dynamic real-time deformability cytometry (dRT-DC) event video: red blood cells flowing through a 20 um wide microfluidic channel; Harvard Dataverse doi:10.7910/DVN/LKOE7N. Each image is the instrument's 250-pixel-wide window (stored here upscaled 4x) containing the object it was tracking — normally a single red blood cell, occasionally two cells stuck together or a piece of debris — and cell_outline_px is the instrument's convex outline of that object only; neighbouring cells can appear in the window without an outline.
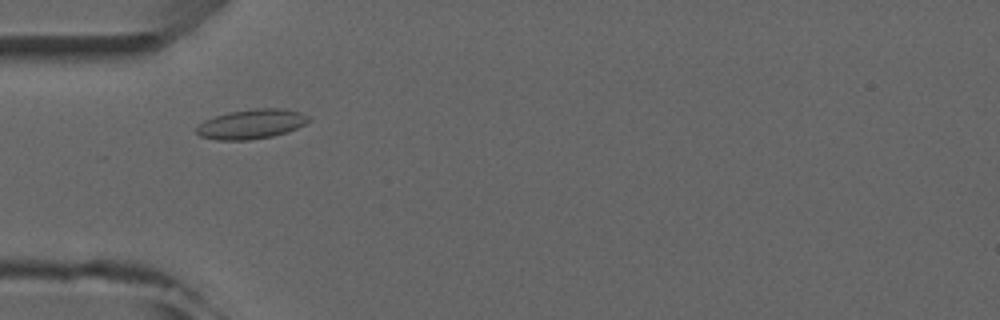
{"species": "common noctule bat (a hibernating species)", "species_latin": "Nyctalus noctula", "temperature_condition": "room temperature", "stored_images_in_passage": 6, "camera_frame_rate_fps": 3000, "um_per_image_px": 0.085, "animal": {"sex": "male", "forearm_length_mm": 52.5}, "frame": {"image": 1, "passage_image": 2, "time_ms": 1.333, "image_size_px": [1000, 320], "cell_outline_px": [[312, 120], [288, 132], [272, 136], [248, 140], [216, 140], [200, 136], [196, 132], [196, 128], [204, 120], [228, 112], [252, 108], [284, 108], [300, 112], [308, 116]], "centroid_in_image_um": [21.38, 10.54], "position_along_channel_um": 63.6, "area_um2": 19.42}}
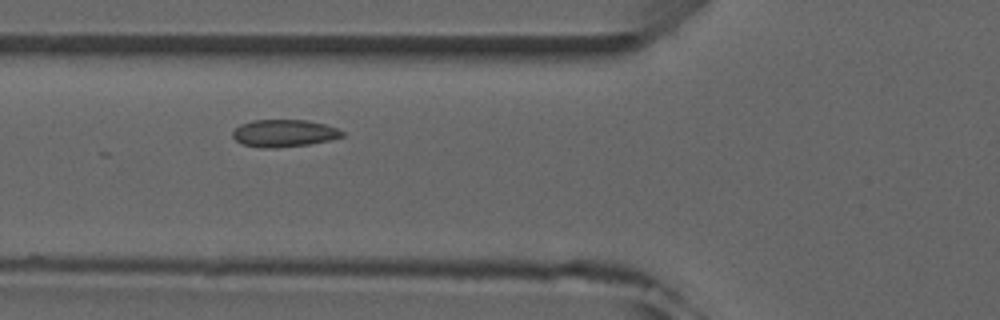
{"frame": {"image": 2, "passage_image": 3, "time_ms": 2.333, "image_size_px": [1000, 320], "cell_outline_px": [[344, 136], [328, 140], [308, 144], [276, 148], [260, 148], [244, 144], [236, 140], [232, 136], [232, 132], [240, 124], [252, 120], [308, 120], [324, 124], [336, 128], [344, 132]], "centroid_in_image_um": [24.12, 11.32], "position_along_channel_um": 101.7, "area_um2": 17.34}}
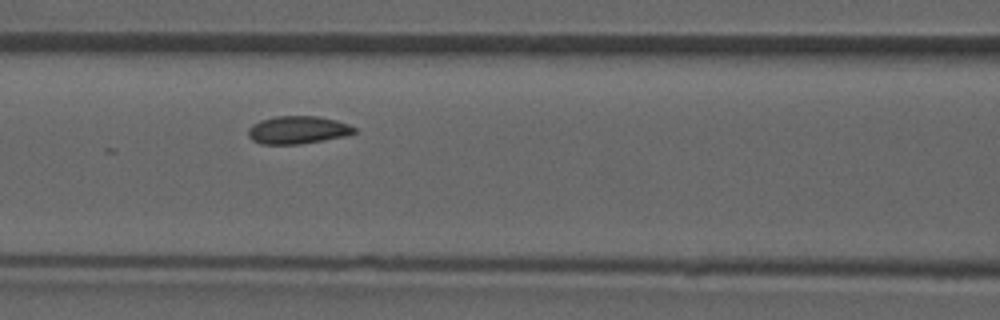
{"frame": {"image": 3, "passage_image": 4, "time_ms": 3.333, "image_size_px": [1000, 320], "cell_outline_px": [[356, 132], [344, 136], [324, 140], [300, 144], [260, 144], [252, 140], [248, 136], [248, 128], [252, 124], [260, 120], [276, 116], [320, 116], [336, 120], [348, 124], [356, 128]], "centroid_in_image_um": [25.29, 11.04], "position_along_channel_um": 141.3, "area_um2": 17.28}}